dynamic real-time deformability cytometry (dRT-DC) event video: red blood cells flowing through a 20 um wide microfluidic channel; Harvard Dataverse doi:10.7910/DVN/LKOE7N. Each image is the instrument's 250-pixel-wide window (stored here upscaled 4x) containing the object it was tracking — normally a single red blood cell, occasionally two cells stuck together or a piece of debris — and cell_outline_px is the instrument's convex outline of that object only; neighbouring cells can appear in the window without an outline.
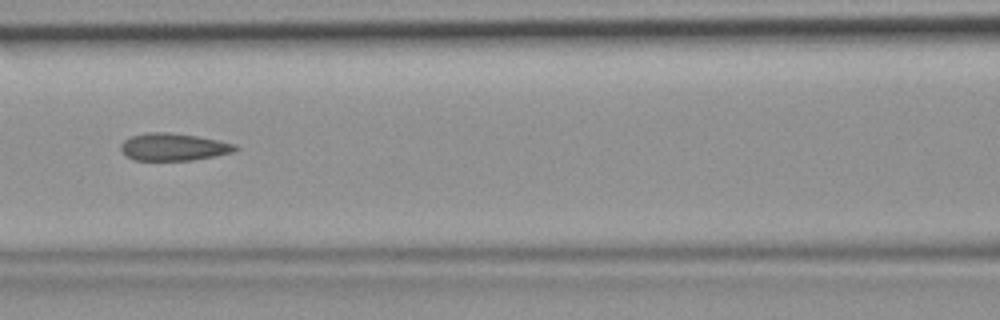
{"species": "common noctule bat (a hibernating species)", "species_latin": "Nyctalus noctula", "temperature_condition": "room temperature", "stored_images_in_passage": 35, "camera_frame_rate_fps": 3000, "um_per_image_px": 0.085, "animal": {"sex": "female", "body_mass_g": 19.9}, "frame": {"image": 1, "passage_image": 11, "time_ms": 3.333, "image_size_px": [1000, 320], "cell_outline_px": [[240, 148], [232, 152], [192, 160], [136, 160], [128, 156], [120, 148], [120, 144], [124, 140], [132, 136], [148, 132], [168, 132], [196, 136], [220, 140], [236, 144]], "centroid_in_image_um": [14.77, 12.48], "position_along_channel_um": 151.8, "area_um2": 18.09}}